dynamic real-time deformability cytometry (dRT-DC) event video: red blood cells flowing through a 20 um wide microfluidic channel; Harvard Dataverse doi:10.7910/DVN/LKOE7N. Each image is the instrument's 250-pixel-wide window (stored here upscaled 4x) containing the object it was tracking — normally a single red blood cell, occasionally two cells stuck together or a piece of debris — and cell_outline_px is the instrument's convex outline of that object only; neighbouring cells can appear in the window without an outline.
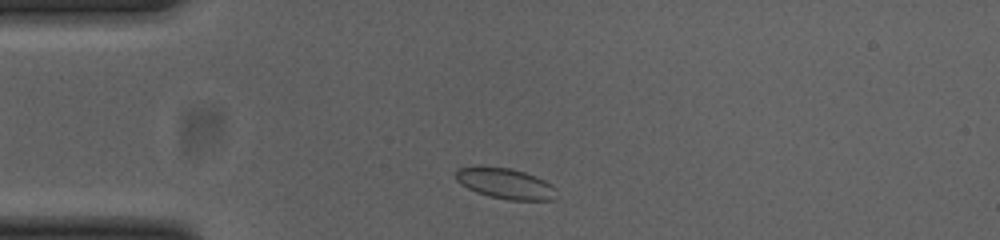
{"species": "common noctule bat (a hibernating species)", "species_latin": "Nyctalus noctula", "temperature_condition": "cold", "stored_images_in_passage": 43, "camera_frame_rate_fps": 3000, "um_per_image_px": 0.085, "animal": {"sex": "female", "body_mass_g": 23.0, "forearm_length_mm": 53.4}, "frame": {"image": 1, "passage_image": 3, "time_ms": 0.667, "image_size_px": [1000, 240], "cell_outline_px": [[556, 188], [552, 200], [508, 200], [488, 196], [476, 192], [460, 184], [456, 180], [456, 172], [460, 168], [480, 164], [512, 168], [536, 176], [552, 184]], "centroid_in_image_um": [42.91, 15.57], "position_along_channel_um": 42.1, "area_um2": 18.32}}
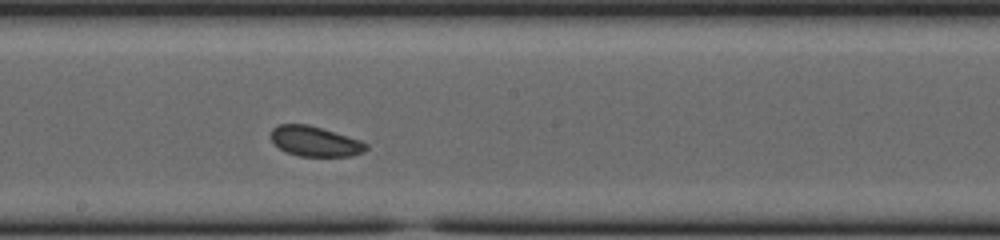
{"frame": {"image": 2, "passage_image": 19, "time_ms": 6.0, "image_size_px": [1000, 240], "cell_outline_px": [[368, 148], [364, 152], [352, 156], [300, 156], [288, 152], [280, 148], [272, 140], [272, 128], [280, 124], [308, 124], [360, 140], [368, 144]], "centroid_in_image_um": [26.81, 12.02], "position_along_channel_um": 221.4, "area_um2": 16.47}}
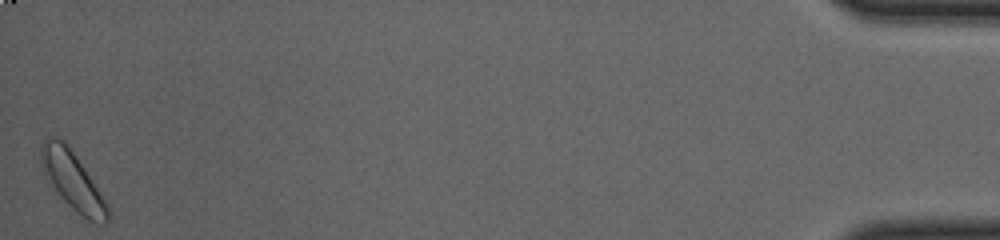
{"frame": {"image": 3, "passage_image": 43, "time_ms": 14.0, "image_size_px": [1000, 240], "cell_outline_px": [[112, 216], [108, 224], [96, 224], [88, 220], [76, 212], [64, 200], [40, 164], [40, 148], [48, 136], [56, 136], [64, 140], [68, 144], [108, 204]], "centroid_in_image_um": [6.23, 15.39], "position_along_channel_um": 429.0, "area_um2": 22.25}, "authors_computed_cell_mechanics": {"area_um2": 17.3978, "velocity_mm_per_s": 3.8059, "shape_relaxation_time_tau1_ms": null, "shape_relaxation_time_tau2_ms": 4.658, "deformation_change_tau1": null, "deformation_change_tau2": 0.0761}}